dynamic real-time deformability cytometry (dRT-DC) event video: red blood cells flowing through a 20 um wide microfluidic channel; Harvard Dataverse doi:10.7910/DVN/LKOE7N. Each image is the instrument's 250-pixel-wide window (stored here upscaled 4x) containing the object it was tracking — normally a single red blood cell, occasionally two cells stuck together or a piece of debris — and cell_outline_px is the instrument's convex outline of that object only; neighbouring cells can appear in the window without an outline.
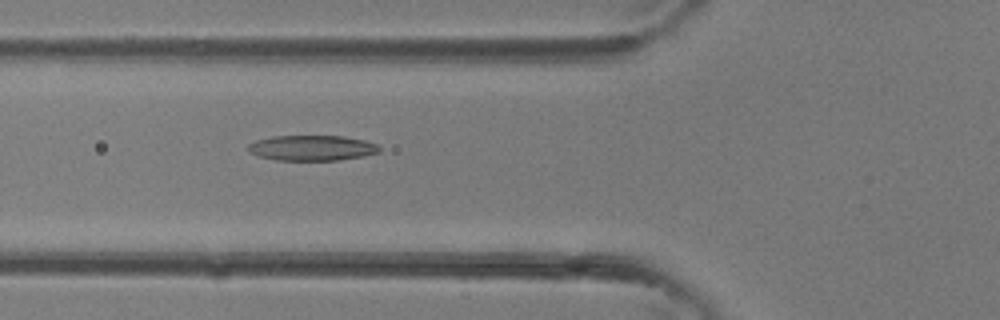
{"species": "common noctule bat (a hibernating species)", "species_latin": "Nyctalus noctula", "temperature_condition": "room temperature", "stored_images_in_passage": 34, "camera_frame_rate_fps": 3000, "um_per_image_px": 0.085, "animal": {"sex": "female"}, "frame": {"image": 1, "passage_image": 11, "time_ms": 3.333, "image_size_px": [1000, 320], "cell_outline_px": [[380, 152], [364, 156], [340, 160], [276, 160], [260, 156], [248, 152], [248, 144], [256, 140], [272, 136], [344, 136], [364, 140], [376, 144], [380, 148]], "centroid_in_image_um": [26.52, 12.57], "position_along_channel_um": 99.3, "area_um2": 19.42}}
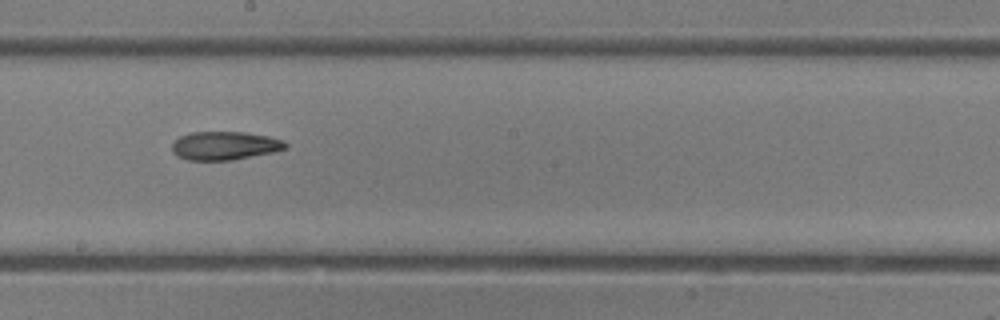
{"frame": {"image": 2, "passage_image": 18, "time_ms": 5.667, "image_size_px": [1000, 320], "cell_outline_px": [[288, 148], [272, 152], [232, 160], [188, 160], [176, 156], [172, 152], [172, 144], [180, 136], [192, 132], [244, 132], [268, 136], [284, 140], [288, 144]], "centroid_in_image_um": [19.1, 12.38], "position_along_channel_um": 229.1, "area_um2": 18.84}}
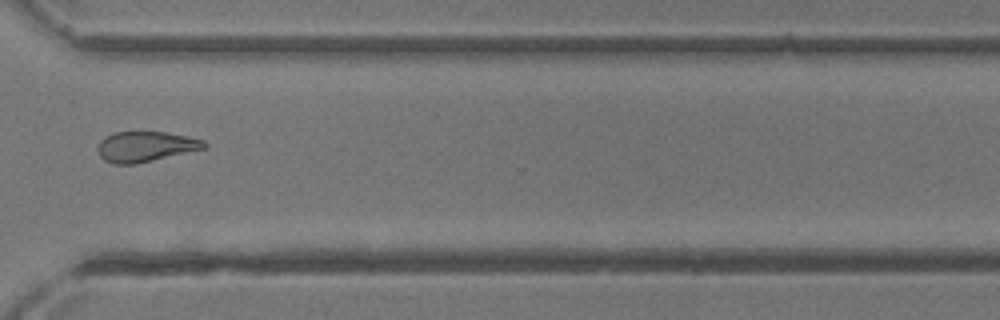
{"frame": {"image": 3, "passage_image": 25, "time_ms": 8.0, "image_size_px": [1000, 320], "cell_outline_px": [[208, 148], [136, 164], [112, 164], [104, 160], [100, 156], [96, 148], [100, 140], [104, 136], [112, 132], [164, 132], [188, 136], [204, 140], [208, 144]], "centroid_in_image_um": [12.37, 12.46], "position_along_channel_um": 358.2, "area_um2": 19.13}}